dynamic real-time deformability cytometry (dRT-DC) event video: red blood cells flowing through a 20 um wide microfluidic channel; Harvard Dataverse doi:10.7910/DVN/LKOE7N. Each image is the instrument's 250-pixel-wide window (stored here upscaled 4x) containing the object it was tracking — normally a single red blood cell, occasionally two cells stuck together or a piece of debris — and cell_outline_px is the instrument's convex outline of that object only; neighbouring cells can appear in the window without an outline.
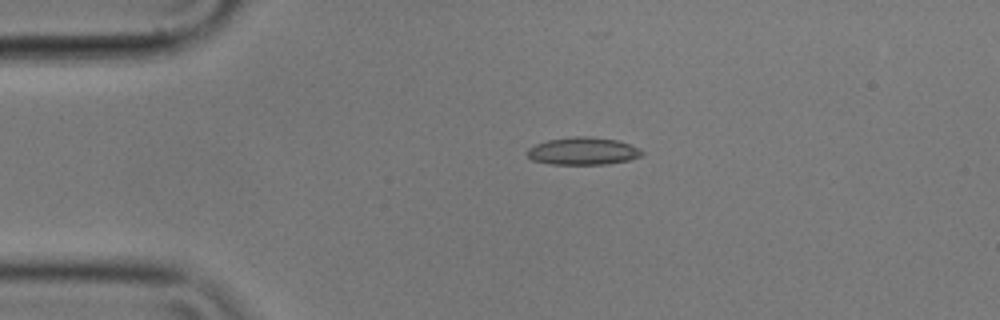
{"species": "common noctule bat (a hibernating species)", "species_latin": "Nyctalus noctula", "temperature_condition": "cold", "stored_images_in_passage": 45, "camera_frame_rate_fps": 3000, "um_per_image_px": 0.085, "animal": {"sex": "male", "body_mass_g": 17.9}, "frame": {"image": 1, "passage_image": 1, "time_ms": 0.0, "image_size_px": [1000, 320], "cell_outline_px": [[644, 152], [640, 156], [628, 160], [608, 164], [552, 164], [532, 160], [528, 156], [528, 148], [536, 144], [548, 140], [576, 136], [588, 136], [616, 140], [640, 148]], "centroid_in_image_um": [49.56, 12.84], "position_along_channel_um": 35.4, "area_um2": 18.21}}
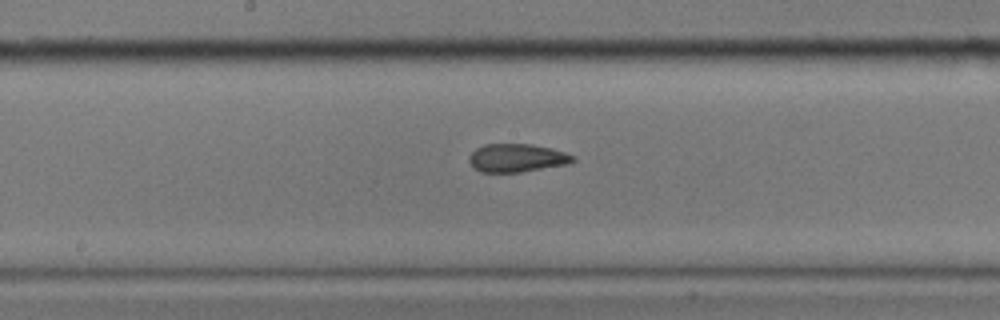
{"frame": {"image": 2, "passage_image": 18, "time_ms": 5.667, "image_size_px": [1000, 320], "cell_outline_px": [[576, 160], [568, 164], [520, 172], [480, 172], [468, 160], [468, 156], [476, 148], [484, 144], [532, 144], [552, 148], [576, 156]], "centroid_in_image_um": [43.95, 13.41], "position_along_channel_um": 204.2, "area_um2": 17.11}}
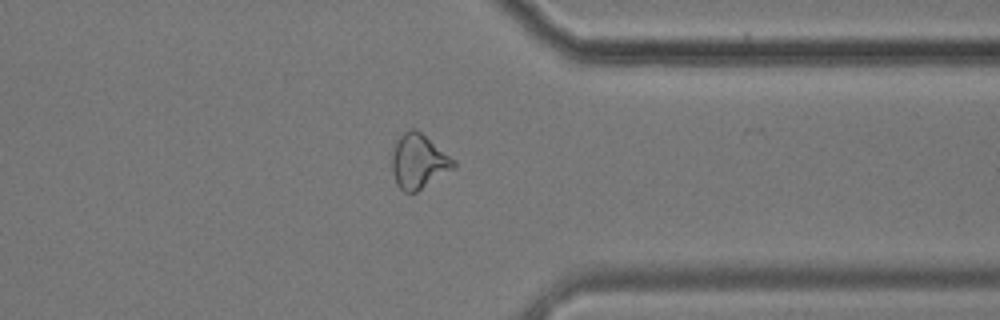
{"frame": {"image": 3, "passage_image": 33, "time_ms": 10.667, "image_size_px": [1000, 320], "cell_outline_px": [[456, 164], [452, 168], [416, 192], [404, 192], [396, 184], [392, 172], [392, 152], [396, 136], [412, 128], [416, 128], [456, 160]], "centroid_in_image_um": [35.53, 13.67], "position_along_channel_um": 375.9, "area_um2": 19.54}, "authors_computed_cell_mechanics": {"area_um2": 17.5712, "velocity_mm_per_s": 3.5391, "shape_relaxation_time_tau1_ms": 9.8453, "shape_relaxation_time_tau2_ms": 2.3949, "deformation_change_tau1": 0.2284, "deformation_change_tau2": 0.1022}}